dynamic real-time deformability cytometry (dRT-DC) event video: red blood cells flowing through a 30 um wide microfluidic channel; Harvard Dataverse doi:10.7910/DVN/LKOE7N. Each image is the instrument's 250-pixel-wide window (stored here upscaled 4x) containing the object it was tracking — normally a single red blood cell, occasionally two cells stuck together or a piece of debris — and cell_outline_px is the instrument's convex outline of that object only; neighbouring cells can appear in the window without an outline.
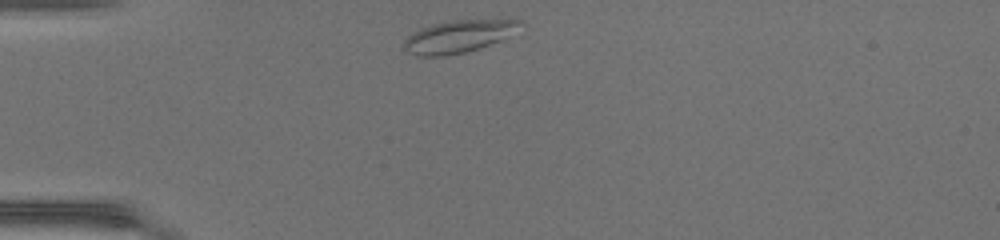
{"species": "common noctule bat (a hibernating species)", "species_latin": "Nyctalus noctula", "temperature_condition": "warm", "stored_images_in_passage": 30, "camera_frame_rate_fps": 3000, "um_per_image_px": 0.085, "animal": {"sex": "female", "body_mass_g": 17.0, "forearm_length_mm": 48.0}, "frame": {"image": 1, "passage_image": 1, "time_ms": 0.0, "image_size_px": [1000, 240], "cell_outline_px": [[524, 24], [500, 40], [464, 52], [444, 56], [420, 56], [408, 52], [404, 48], [404, 40], [412, 32], [420, 28], [432, 24], [448, 20], [520, 20]], "centroid_in_image_um": [38.9, 3.09], "position_along_channel_um": 46.1, "area_um2": 21.5}}
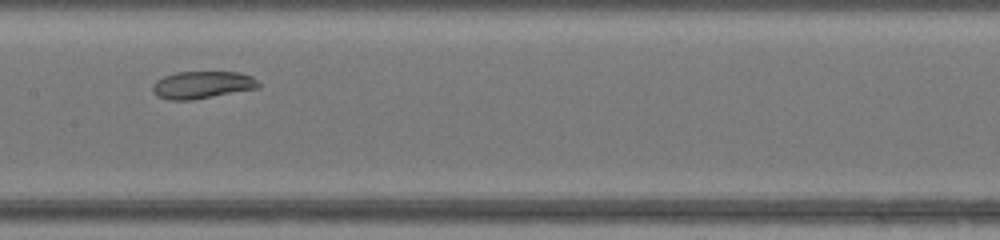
{"frame": {"image": 2, "passage_image": 13, "time_ms": 4.0, "image_size_px": [1000, 240], "cell_outline_px": [[260, 88], [192, 100], [168, 100], [156, 96], [152, 88], [152, 84], [156, 80], [164, 76], [176, 72], [240, 72], [252, 76], [260, 84]], "centroid_in_image_um": [17.18, 7.22], "position_along_channel_um": 190.2, "area_um2": 17.05}}
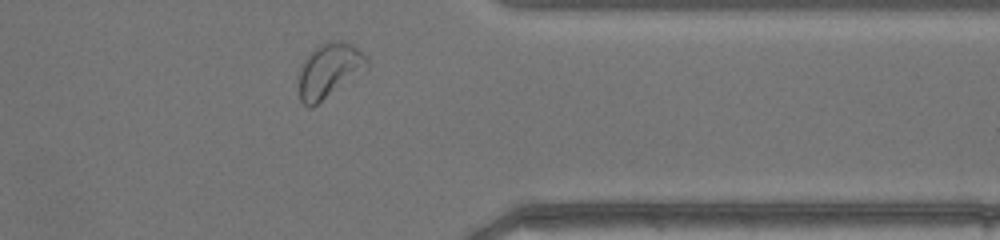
{"frame": {"image": 3, "passage_image": 27, "time_ms": 8.667, "image_size_px": [1000, 240], "cell_outline_px": [[368, 68], [312, 108], [308, 108], [300, 100], [300, 72], [304, 60], [316, 48], [328, 40], [340, 40], [352, 44], [368, 56]], "centroid_in_image_um": [28.03, 5.98], "position_along_channel_um": 383.4, "area_um2": 21.44}, "authors_computed_cell_mechanics": {"area_um2": 17.3111, "velocity_mm_per_s": 4.3016, "shape_relaxation_time_tau1_ms": 7.5573, "shape_relaxation_time_tau2_ms": 7.0961, "deformation_change_tau1": 0.0956, "deformation_change_tau2": 0.1624}}